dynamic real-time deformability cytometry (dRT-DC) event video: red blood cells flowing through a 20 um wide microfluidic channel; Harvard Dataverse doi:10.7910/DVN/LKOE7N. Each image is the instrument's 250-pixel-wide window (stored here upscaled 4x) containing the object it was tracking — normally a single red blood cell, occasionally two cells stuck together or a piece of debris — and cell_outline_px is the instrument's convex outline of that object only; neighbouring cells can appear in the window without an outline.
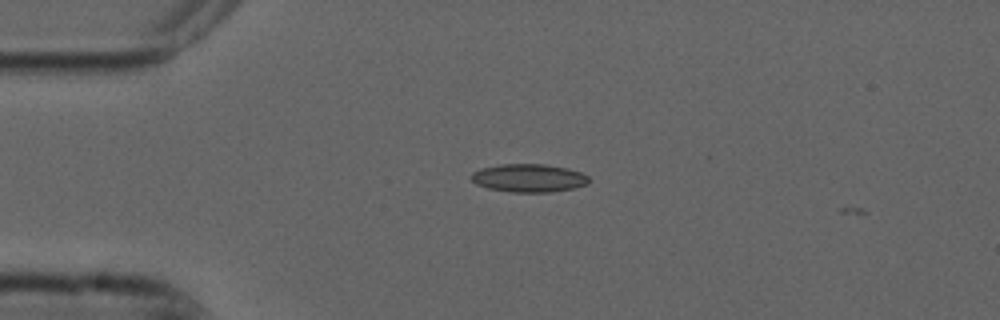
{"species": "common noctule bat (a hibernating species)", "species_latin": "Nyctalus noctula", "temperature_condition": "cold", "stored_images_in_passage": 2, "camera_frame_rate_fps": 3000, "um_per_image_px": 0.085, "animal": {"sex": "male", "forearm_length_mm": 52.5}, "frame": {"image": 1, "passage_image": 1, "time_ms": 0.0, "image_size_px": [1000, 320], "cell_outline_px": [[588, 184], [572, 188], [548, 192], [512, 192], [488, 188], [476, 184], [468, 176], [472, 172], [480, 168], [500, 164], [544, 164], [568, 168], [580, 172], [588, 176]], "centroid_in_image_um": [44.9, 15.12], "position_along_channel_um": 40.1, "area_um2": 19.31}}